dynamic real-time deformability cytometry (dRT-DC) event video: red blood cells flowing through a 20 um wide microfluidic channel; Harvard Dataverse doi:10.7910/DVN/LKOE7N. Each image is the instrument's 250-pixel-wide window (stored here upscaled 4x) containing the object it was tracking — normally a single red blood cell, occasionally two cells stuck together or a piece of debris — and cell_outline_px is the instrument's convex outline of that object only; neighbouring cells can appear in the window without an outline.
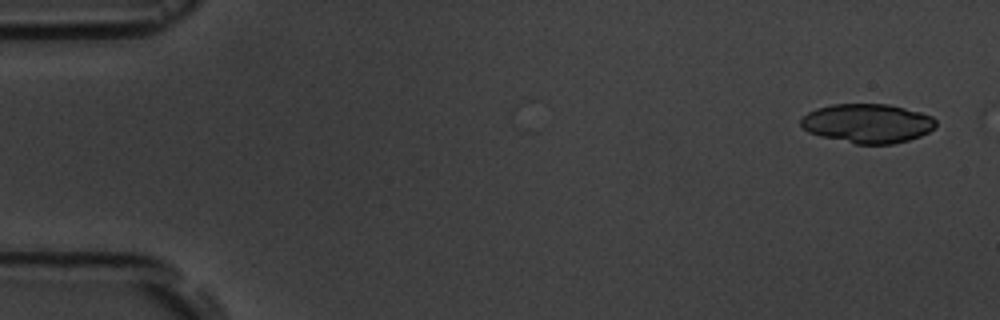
{"species": "common noctule bat (a hibernating species)", "species_latin": "Nyctalus noctula", "temperature_condition": "room temperature", "stored_images_in_passage": 6, "segment_of_instrument_passage": [1, 2], "camera_frame_rate_fps": 3000, "um_per_image_px": 0.085, "animal": {"sex": "male", "body_mass_g": 19.5, "forearm_length_mm": 54.6}, "frame": {"image": 1, "passage_image": 1, "time_ms": 0.0, "image_size_px": [1000, 320], "cell_outline_px": [[936, 128], [920, 136], [908, 140], [892, 144], [856, 144], [820, 136], [808, 132], [800, 124], [800, 120], [808, 112], [816, 108], [832, 104], [888, 104], [920, 112], [932, 116], [936, 120]], "centroid_in_image_um": [73.74, 10.48], "position_along_channel_um": 11.3, "area_um2": 30.87}}